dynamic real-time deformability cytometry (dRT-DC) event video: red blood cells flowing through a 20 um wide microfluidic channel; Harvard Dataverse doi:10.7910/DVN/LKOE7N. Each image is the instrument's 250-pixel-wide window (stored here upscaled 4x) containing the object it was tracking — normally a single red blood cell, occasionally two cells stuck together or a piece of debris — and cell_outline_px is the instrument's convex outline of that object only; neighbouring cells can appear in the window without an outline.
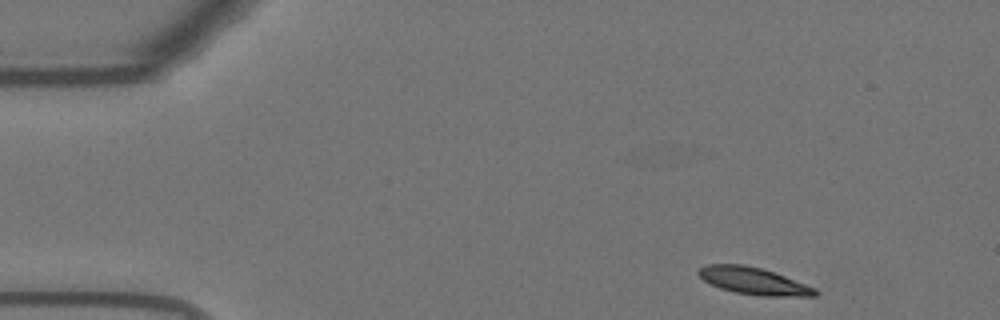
{"species": "Egyptian fruit bat (a non-hibernating species)", "species_latin": "Rousettus aegyptiacus", "temperature_condition": "warm", "stored_images_in_passage": 42, "camera_frame_rate_fps": 3000, "um_per_image_px": 0.085, "animal": {"sex": "female"}, "frame": {"image": 1, "passage_image": 1, "time_ms": 0.0, "image_size_px": [1000, 320], "cell_outline_px": [[820, 292], [816, 296], [764, 296], [736, 292], [720, 288], [704, 280], [696, 272], [700, 268], [708, 264], [744, 264], [760, 268], [784, 276], [816, 288]], "centroid_in_image_um": [64.07, 23.88], "position_along_channel_um": 20.9, "area_um2": 18.15}}
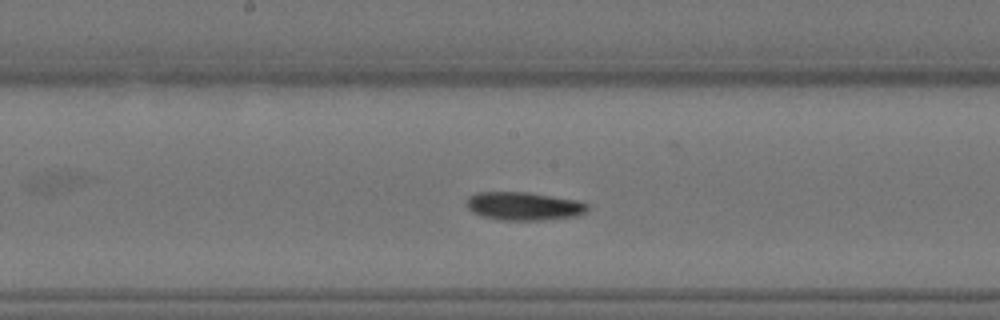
{"frame": {"image": 2, "passage_image": 23, "time_ms": 7.333, "image_size_px": [1000, 320], "cell_outline_px": [[588, 208], [580, 216], [544, 220], [504, 220], [484, 216], [472, 212], [464, 204], [468, 196], [476, 192], [528, 192], [580, 200], [588, 204]], "centroid_in_image_um": [44.54, 17.51], "position_along_channel_um": 203.7, "area_um2": 20.17}}
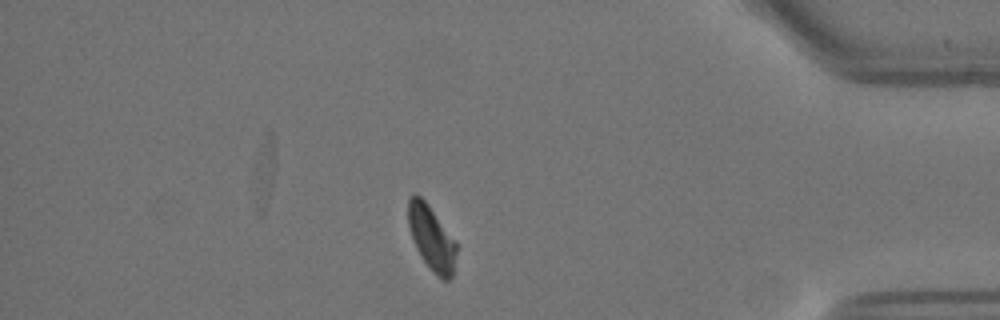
{"frame": {"image": 3, "passage_image": 42, "time_ms": 13.667, "image_size_px": [1000, 320], "cell_outline_px": [[456, 252], [452, 276], [448, 280], [444, 280], [436, 276], [432, 272], [416, 248], [412, 240], [408, 224], [408, 196], [412, 192], [420, 196], [428, 204], [456, 240]], "centroid_in_image_um": [36.66, 20.2], "position_along_channel_um": 398.5, "area_um2": 18.26}, "authors_computed_cell_mechanics": {"area_um2": 19.5942, "velocity_mm_per_s": 3.6505, "shape_relaxation_time_tau1_ms": 3.5655, "shape_relaxation_time_tau2_ms": null, "deformation_change_tau1": 0.1288, "deformation_change_tau2": null}}